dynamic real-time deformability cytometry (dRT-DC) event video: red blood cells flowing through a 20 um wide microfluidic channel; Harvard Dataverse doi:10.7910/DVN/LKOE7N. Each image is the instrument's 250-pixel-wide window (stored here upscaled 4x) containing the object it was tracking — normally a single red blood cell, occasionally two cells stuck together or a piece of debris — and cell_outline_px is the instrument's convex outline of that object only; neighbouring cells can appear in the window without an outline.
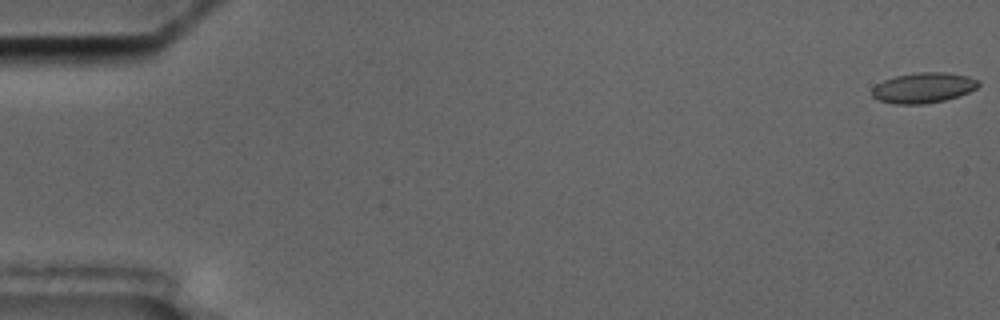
{"species": "common noctule bat (a hibernating species)", "species_latin": "Nyctalus noctula", "temperature_condition": "cold", "stored_images_in_passage": 6, "camera_frame_rate_fps": 3000, "um_per_image_px": 0.085, "animal": {"sex": "male", "body_mass_g": 17.5, "forearm_length_mm": 52.3}, "frame": {"image": 1, "passage_image": 1, "time_ms": 0.0, "image_size_px": [1000, 320], "cell_outline_px": [[980, 84], [976, 88], [968, 92], [944, 100], [924, 104], [896, 104], [880, 100], [872, 96], [872, 88], [876, 84], [884, 80], [896, 76], [916, 72], [944, 72], [968, 76], [980, 80]], "centroid_in_image_um": [78.49, 7.45], "position_along_channel_um": 6.5, "area_um2": 18.73}}
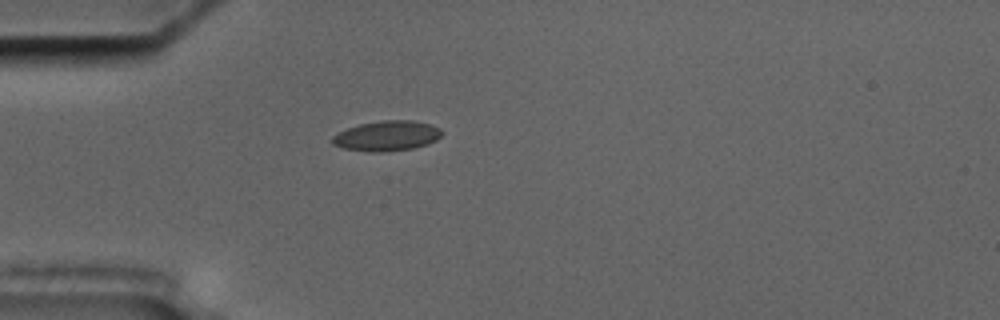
{"frame": {"image": 2, "passage_image": 5, "time_ms": 5.333, "image_size_px": [1000, 320], "cell_outline_px": [[444, 132], [436, 140], [428, 144], [412, 148], [380, 152], [368, 152], [344, 148], [332, 144], [332, 136], [348, 128], [360, 124], [380, 120], [412, 120], [428, 124], [440, 128]], "centroid_in_image_um": [32.89, 11.55], "position_along_channel_um": 52.1, "area_um2": 19.13}}